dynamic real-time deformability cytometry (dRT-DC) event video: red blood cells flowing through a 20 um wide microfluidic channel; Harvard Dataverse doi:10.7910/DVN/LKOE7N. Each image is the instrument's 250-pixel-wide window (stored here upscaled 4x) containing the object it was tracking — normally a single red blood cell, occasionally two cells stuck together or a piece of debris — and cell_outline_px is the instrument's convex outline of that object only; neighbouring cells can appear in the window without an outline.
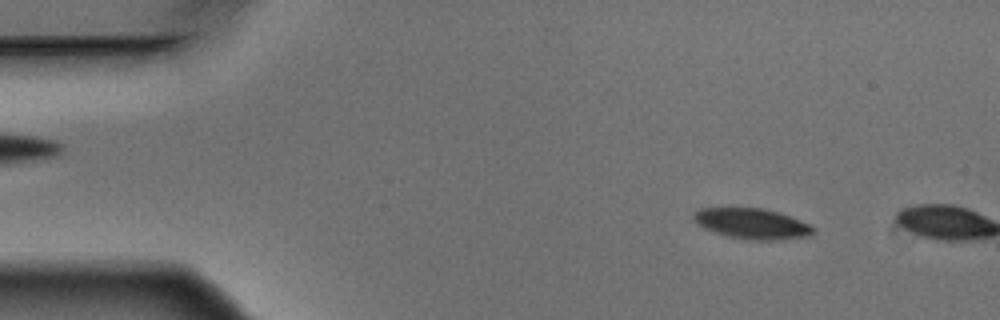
{"species": "Egyptian fruit bat (a non-hibernating species)", "species_latin": "Rousettus aegyptiacus", "temperature_condition": "warm", "stored_images_in_passage": 2, "camera_frame_rate_fps": 3000, "um_per_image_px": 0.085, "animal": {"sex": "male"}, "frame": {"image": 1, "passage_image": 1, "time_ms": 0.0, "image_size_px": [1000, 320], "cell_outline_px": [[812, 232], [808, 236], [780, 240], [748, 240], [728, 236], [704, 228], [692, 216], [692, 212], [700, 208], [760, 208], [776, 212], [788, 216], [808, 224], [812, 228]], "centroid_in_image_um": [63.87, 19.01], "position_along_channel_um": 21.1, "area_um2": 20.81}}